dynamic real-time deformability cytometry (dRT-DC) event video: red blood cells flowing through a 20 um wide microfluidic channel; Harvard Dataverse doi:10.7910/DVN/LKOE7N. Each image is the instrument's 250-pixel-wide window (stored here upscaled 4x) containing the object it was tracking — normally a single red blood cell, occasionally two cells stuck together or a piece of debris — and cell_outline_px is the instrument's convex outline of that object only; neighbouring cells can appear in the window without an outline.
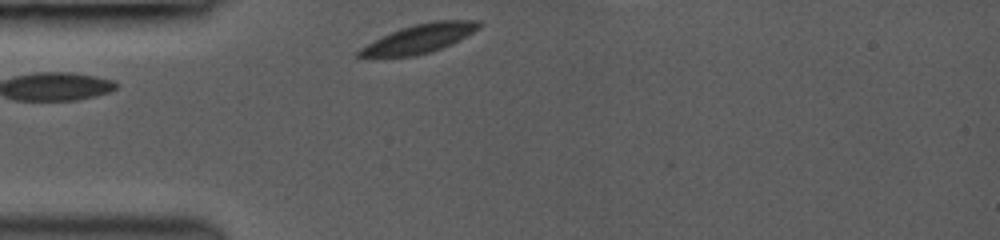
{"species": "common noctule bat (a hibernating species)", "species_latin": "Nyctalus noctula", "temperature_condition": "room temperature", "stored_images_in_passage": 16, "segment_of_instrument_passage": [1, 2], "camera_frame_rate_fps": 3000, "um_per_image_px": 0.085, "animal": {"sex": "female", "body_mass_g": 19.0, "forearm_length_mm": 53.3}, "frame": {"image": 1, "passage_image": 1, "time_ms": 0.0, "image_size_px": [1000, 240], "cell_outline_px": [[484, 24], [480, 28], [440, 48], [416, 56], [356, 56], [356, 52], [360, 48], [400, 28], [412, 24], [432, 20], [480, 20]], "centroid_in_image_um": [35.68, 3.24], "position_along_channel_um": 49.3, "area_um2": 19.59}}
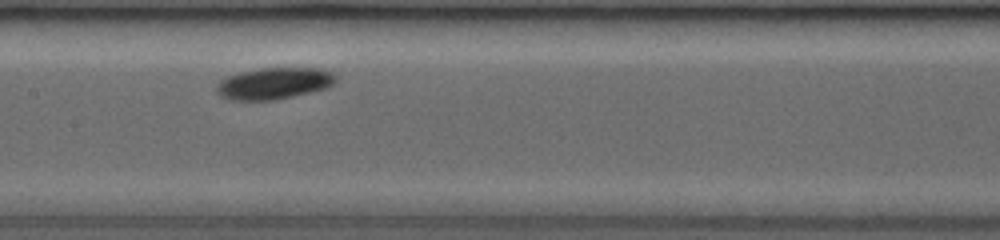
{"frame": {"image": 2, "passage_image": 8, "time_ms": 3.667, "image_size_px": [1000, 240], "cell_outline_px": [[336, 80], [328, 88], [312, 92], [276, 100], [228, 100], [220, 96], [216, 92], [216, 84], [220, 80], [236, 72], [260, 68], [316, 68], [332, 72], [336, 76]], "centroid_in_image_um": [23.25, 7.09], "position_along_channel_um": 184.1, "area_um2": 22.25}}
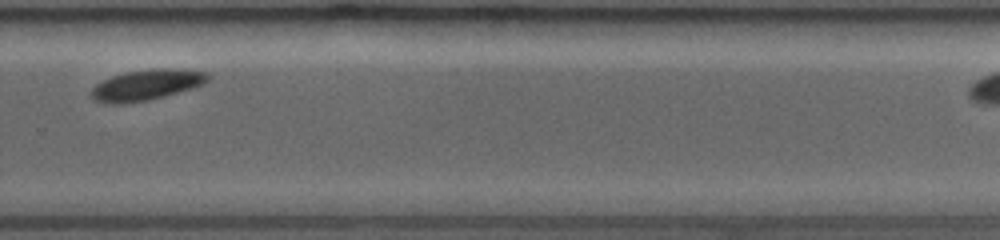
{"frame": {"image": 3, "passage_image": 14, "time_ms": 7.0, "image_size_px": [1000, 240], "cell_outline_px": [[212, 76], [204, 84], [192, 88], [164, 96], [148, 100], [124, 104], [104, 104], [96, 100], [92, 96], [92, 88], [96, 84], [112, 76], [128, 72], [152, 68], [180, 68], [204, 72]], "centroid_in_image_um": [12.48, 7.22], "position_along_channel_um": 317.3, "area_um2": 20.87}}